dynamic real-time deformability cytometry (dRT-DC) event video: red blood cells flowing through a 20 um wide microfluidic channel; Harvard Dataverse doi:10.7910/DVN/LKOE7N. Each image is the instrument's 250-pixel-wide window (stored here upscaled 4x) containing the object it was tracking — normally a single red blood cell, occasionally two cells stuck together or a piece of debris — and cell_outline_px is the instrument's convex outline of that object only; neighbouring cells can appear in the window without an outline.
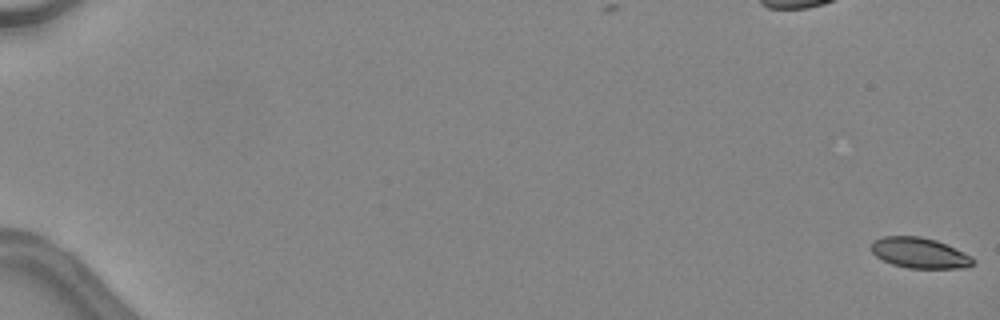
{"species": "common noctule bat (a hibernating species)", "species_latin": "Nyctalus noctula", "temperature_condition": "warm", "stored_images_in_passage": 49, "camera_frame_rate_fps": 3000, "um_per_image_px": 0.085, "animal": {"sex": "female", "body_mass_g": 24.6, "forearm_length_mm": 56.2}, "frame": {"image": 1, "passage_image": 1, "time_ms": 0.0, "image_size_px": [1000, 320], "cell_outline_px": [[976, 260], [968, 268], [908, 268], [892, 264], [876, 256], [872, 252], [872, 240], [884, 236], [920, 236], [936, 240], [972, 256]], "centroid_in_image_um": [78.17, 21.5], "position_along_channel_um": 6.8, "area_um2": 18.09}}
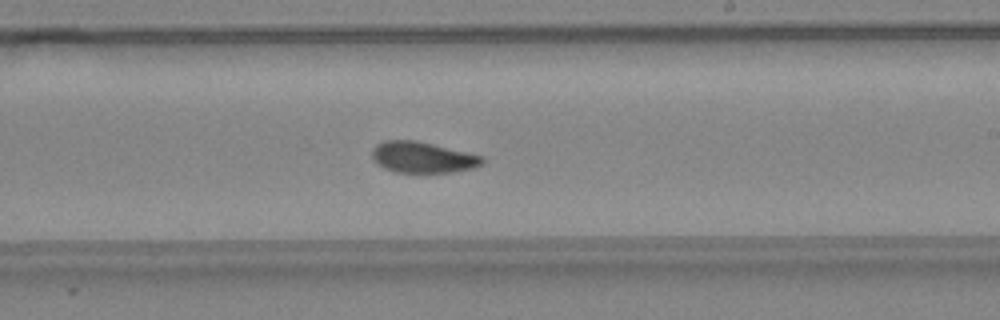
{"frame": {"image": 2, "passage_image": 32, "time_ms": 10.333, "image_size_px": [1000, 320], "cell_outline_px": [[484, 164], [476, 168], [452, 172], [396, 172], [384, 168], [372, 160], [372, 148], [376, 144], [384, 140], [416, 140], [484, 156]], "centroid_in_image_um": [35.93, 13.37], "position_along_channel_um": 253.1, "area_um2": 20.11}}
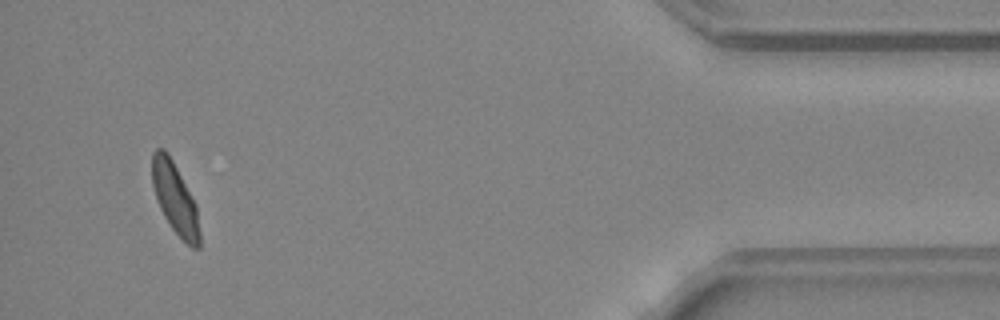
{"frame": {"image": 3, "passage_image": 47, "time_ms": 15.333, "image_size_px": [1000, 320], "cell_outline_px": [[200, 248], [192, 248], [172, 228], [164, 216], [160, 208], [152, 184], [152, 152], [156, 148], [164, 148], [168, 152], [196, 204], [200, 232]], "centroid_in_image_um": [14.87, 16.84], "position_along_channel_um": 420.3, "area_um2": 19.48}, "authors_computed_cell_mechanics": {"area_um2": 19.7098, "velocity_mm_per_s": 4.5356, "shape_relaxation_time_tau1_ms": 7.2208, "shape_relaxation_time_tau2_ms": 1.9736, "deformation_change_tau1": 0.1685, "deformation_change_tau2": 0.078}}